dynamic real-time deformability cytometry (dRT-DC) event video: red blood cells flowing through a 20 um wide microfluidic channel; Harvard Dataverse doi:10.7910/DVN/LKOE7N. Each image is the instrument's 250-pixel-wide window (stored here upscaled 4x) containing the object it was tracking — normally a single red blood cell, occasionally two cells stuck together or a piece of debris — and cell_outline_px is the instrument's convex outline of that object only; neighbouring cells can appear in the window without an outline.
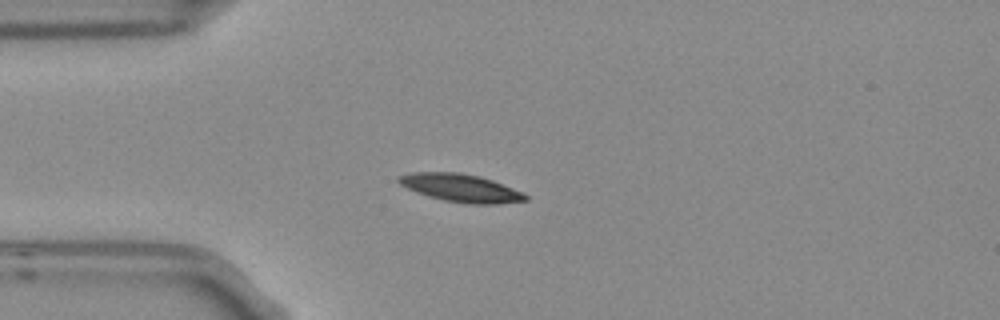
{"species": "Egyptian fruit bat (a non-hibernating species)", "species_latin": "Rousettus aegyptiacus", "temperature_condition": "room temperature", "stored_images_in_passage": 5, "camera_frame_rate_fps": 3000, "um_per_image_px": 0.085, "frame": {"image": 1, "passage_image": 5, "time_ms": 1.333, "image_size_px": [1000, 320], "cell_outline_px": [[528, 200], [500, 204], [464, 204], [444, 200], [428, 196], [416, 192], [400, 184], [396, 180], [396, 176], [412, 172], [460, 172], [480, 176], [492, 180], [524, 192], [528, 196]], "centroid_in_image_um": [39.18, 15.98], "position_along_channel_um": 45.8, "area_um2": 20.87}}